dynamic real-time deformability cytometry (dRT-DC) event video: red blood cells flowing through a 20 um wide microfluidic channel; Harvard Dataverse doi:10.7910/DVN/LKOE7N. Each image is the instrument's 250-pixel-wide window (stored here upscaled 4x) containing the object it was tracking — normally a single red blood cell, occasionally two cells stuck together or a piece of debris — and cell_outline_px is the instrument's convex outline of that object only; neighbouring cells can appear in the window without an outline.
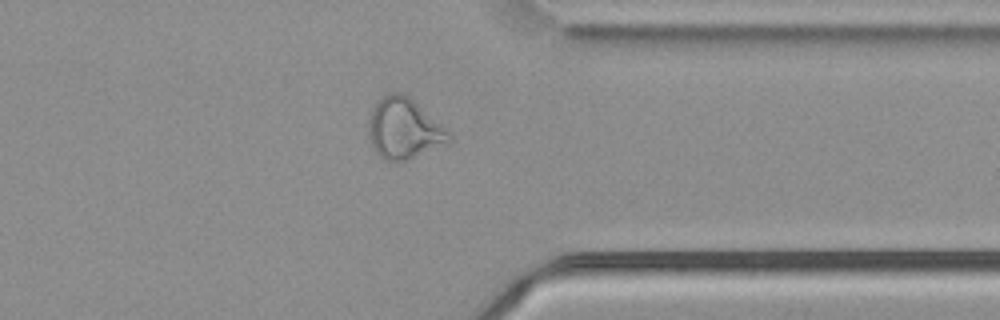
{"species": "common noctule bat (a hibernating species)", "species_latin": "Nyctalus noctula", "temperature_condition": "cold", "stored_images_in_passage": 55, "camera_frame_rate_fps": 3000, "um_per_image_px": 0.085, "animal": {"sex": "male", "body_mass_g": 21.5, "forearm_length_mm": 52.0}, "frame": {"image": 1, "passage_image": 43, "time_ms": 14.0, "image_size_px": [1000, 320], "cell_outline_px": [[452, 140], [448, 144], [408, 160], [384, 160], [376, 152], [372, 144], [368, 132], [368, 120], [372, 108], [384, 96], [392, 92], [404, 92], [440, 124], [452, 136]], "centroid_in_image_um": [34.34, 10.95], "position_along_channel_um": 377.1, "area_um2": 28.15}}
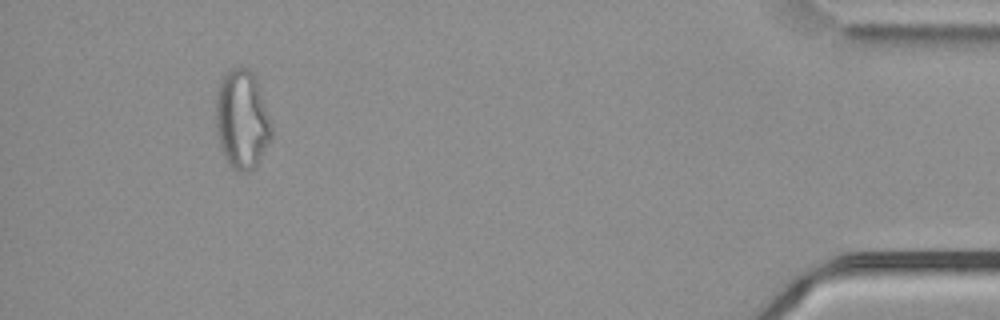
{"frame": {"image": 2, "passage_image": 51, "time_ms": 16.667, "image_size_px": [1000, 320], "cell_outline_px": [[272, 136], [256, 168], [252, 172], [240, 172], [232, 168], [228, 164], [220, 148], [216, 132], [216, 96], [220, 80], [224, 72], [236, 64], [248, 68], [256, 76], [272, 124]], "centroid_in_image_um": [20.56, 10.14], "position_along_channel_um": 414.6, "area_um2": 33.0}}